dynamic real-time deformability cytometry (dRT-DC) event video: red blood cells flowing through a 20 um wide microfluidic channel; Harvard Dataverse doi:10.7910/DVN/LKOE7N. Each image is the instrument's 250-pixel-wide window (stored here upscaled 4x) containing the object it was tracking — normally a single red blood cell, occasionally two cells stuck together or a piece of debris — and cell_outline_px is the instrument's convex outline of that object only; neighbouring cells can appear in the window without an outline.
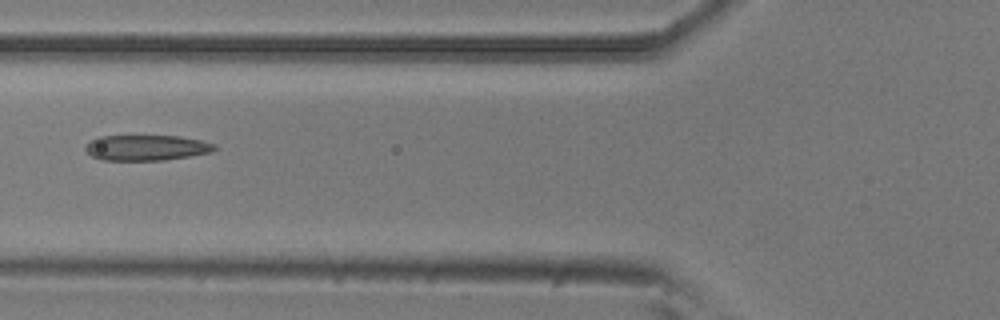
{"species": "common noctule bat (a hibernating species)", "species_latin": "Nyctalus noctula", "temperature_condition": "room temperature", "stored_images_in_passage": 5, "camera_frame_rate_fps": 3000, "um_per_image_px": 0.085, "animal": {"sex": "male", "body_mass_g": 20.5, "forearm_length_mm": 52.5}, "frame": {"image": 1, "passage_image": 5, "time_ms": 1.333, "image_size_px": [1000, 320], "cell_outline_px": [[216, 148], [212, 152], [164, 160], [104, 160], [92, 156], [84, 148], [96, 136], [180, 136], [200, 140], [216, 144]], "centroid_in_image_um": [12.46, 12.55], "position_along_channel_um": 113.3, "area_um2": 19.07}}